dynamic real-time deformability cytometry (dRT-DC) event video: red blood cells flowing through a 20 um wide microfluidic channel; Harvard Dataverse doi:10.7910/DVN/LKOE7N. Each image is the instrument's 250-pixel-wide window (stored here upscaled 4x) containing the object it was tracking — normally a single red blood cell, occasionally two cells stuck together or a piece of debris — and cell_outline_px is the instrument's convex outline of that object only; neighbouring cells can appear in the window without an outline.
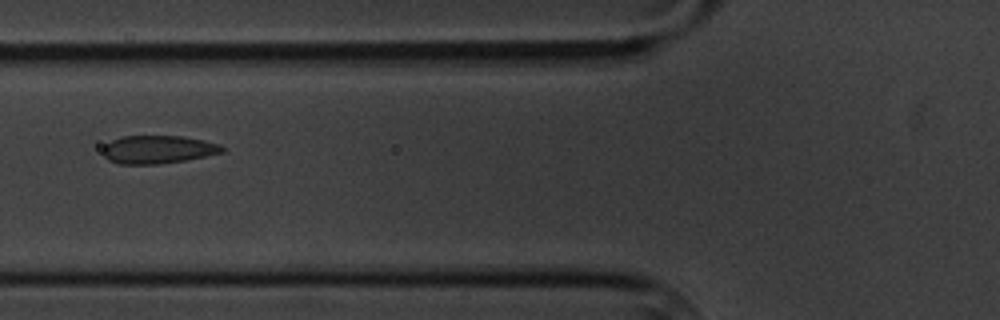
{"species": "common noctule bat (a hibernating species)", "species_latin": "Nyctalus noctula", "temperature_condition": "cold", "stored_images_in_passage": 12, "camera_frame_rate_fps": 3000, "um_per_image_px": 0.085, "animal": {"sex": "male", "body_mass_g": 20.1, "forearm_length_mm": 53.5}, "frame": {"image": 1, "passage_image": 3, "time_ms": 2.333, "image_size_px": [1000, 320], "cell_outline_px": [[224, 152], [184, 160], [156, 164], [120, 164], [108, 160], [104, 156], [104, 144], [120, 136], [184, 136], [204, 140], [220, 144], [224, 148]], "centroid_in_image_um": [13.41, 12.7], "position_along_channel_um": 112.4, "area_um2": 19.48}}
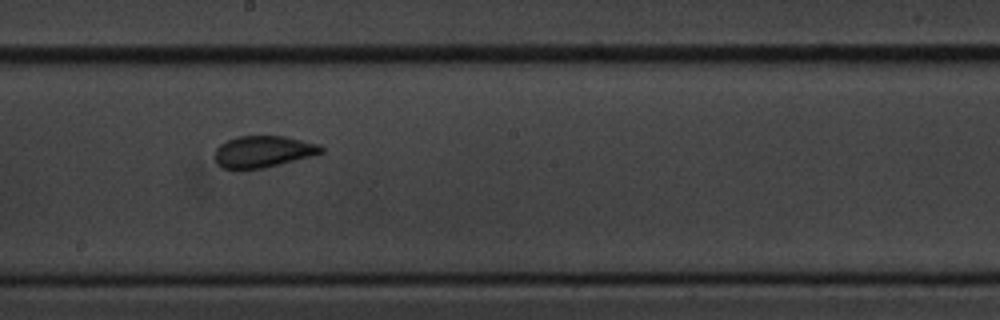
{"frame": {"image": 2, "passage_image": 6, "time_ms": 5.667, "image_size_px": [1000, 320], "cell_outline_px": [[324, 152], [312, 156], [264, 168], [240, 172], [224, 168], [216, 164], [216, 148], [220, 144], [236, 136], [284, 136], [320, 144], [324, 148]], "centroid_in_image_um": [22.35, 12.92], "position_along_channel_um": 225.8, "area_um2": 20.06}}
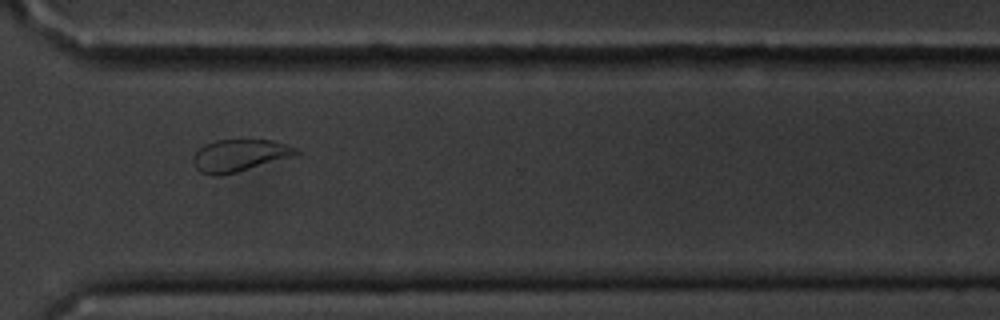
{"frame": {"image": 3, "passage_image": 9, "time_ms": 9.333, "image_size_px": [1000, 320], "cell_outline_px": [[300, 152], [296, 156], [236, 172], [220, 176], [212, 176], [200, 172], [192, 164], [192, 156], [204, 144], [216, 140], [272, 140], [296, 148]], "centroid_in_image_um": [20.33, 13.22], "position_along_channel_um": 350.3, "area_um2": 19.36}, "authors_computed_cell_mechanics": {"area_um2": 19.5075, "velocity_mm_per_s": 3.3895, "shape_relaxation_time_tau1_ms": 4.868, "shape_relaxation_time_tau2_ms": 0.0799, "deformation_change_tau1": 0.1224, "deformation_change_tau2": 0.0542}}